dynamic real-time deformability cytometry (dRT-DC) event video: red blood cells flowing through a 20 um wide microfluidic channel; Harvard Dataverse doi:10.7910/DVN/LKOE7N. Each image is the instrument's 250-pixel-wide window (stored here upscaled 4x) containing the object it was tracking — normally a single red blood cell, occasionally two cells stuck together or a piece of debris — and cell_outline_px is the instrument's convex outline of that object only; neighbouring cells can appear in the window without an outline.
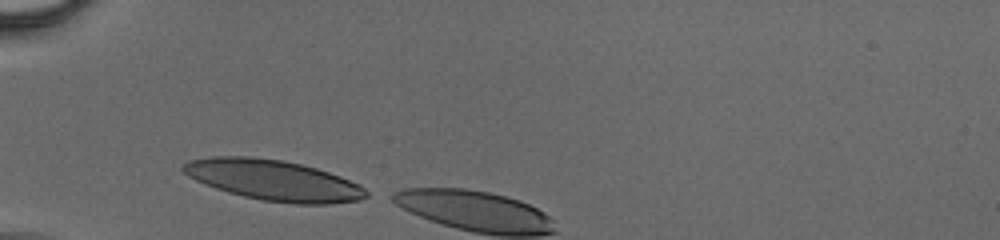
{"species": "human", "species_latin": "Homo sapiens", "temperature_condition": "cold", "stored_images_in_passage": 3, "camera_frame_rate_fps": 3000, "um_per_image_px": 0.085, "donor": {"sex": "male"}, "frame": {"image": 1, "passage_image": 1, "time_ms": 0.0, "image_size_px": [1000, 240], "cell_outline_px": [[368, 196], [360, 200], [328, 204], [292, 204], [260, 200], [228, 192], [204, 184], [188, 176], [180, 168], [180, 164], [188, 160], [212, 156], [252, 156], [284, 160], [316, 168], [340, 176], [360, 184], [368, 192]], "centroid_in_image_um": [23.22, 15.31], "position_along_channel_um": 61.8, "area_um2": 43.58}}